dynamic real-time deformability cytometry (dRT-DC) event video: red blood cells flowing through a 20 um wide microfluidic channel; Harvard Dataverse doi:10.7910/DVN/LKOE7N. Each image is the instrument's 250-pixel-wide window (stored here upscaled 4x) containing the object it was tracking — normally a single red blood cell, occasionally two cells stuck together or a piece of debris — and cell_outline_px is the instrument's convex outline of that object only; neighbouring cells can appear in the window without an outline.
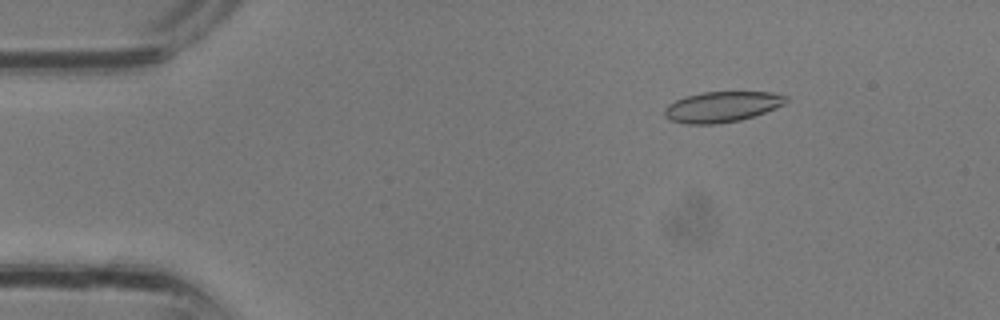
{"species": "common noctule bat (a hibernating species)", "species_latin": "Nyctalus noctula", "temperature_condition": "room temperature", "stored_images_in_passage": 18, "camera_frame_rate_fps": 3000, "um_per_image_px": 0.085, "animal": {"sex": "male", "body_mass_g": 13.3}, "frame": {"image": 1, "passage_image": 5, "time_ms": 1.333, "image_size_px": [1000, 320], "cell_outline_px": [[788, 100], [784, 104], [776, 108], [740, 120], [716, 124], [688, 124], [668, 120], [664, 116], [664, 108], [668, 104], [684, 96], [704, 92], [772, 92], [788, 96]], "centroid_in_image_um": [61.34, 9.07], "position_along_channel_um": 23.7, "area_um2": 21.73}}
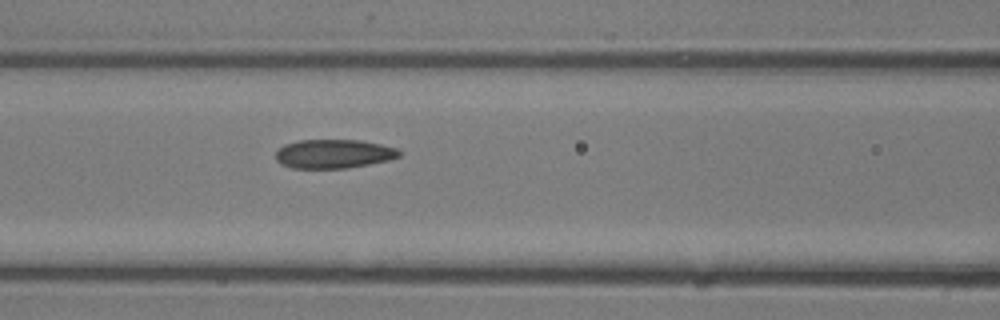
{"frame": {"image": 2, "passage_image": 14, "time_ms": 4.333, "image_size_px": [1000, 320], "cell_outline_px": [[400, 156], [388, 160], [348, 168], [292, 168], [280, 164], [276, 160], [276, 148], [284, 144], [300, 140], [360, 140], [380, 144], [396, 148], [400, 152]], "centroid_in_image_um": [28.31, 13.07], "position_along_channel_um": 138.3, "area_um2": 20.87}}
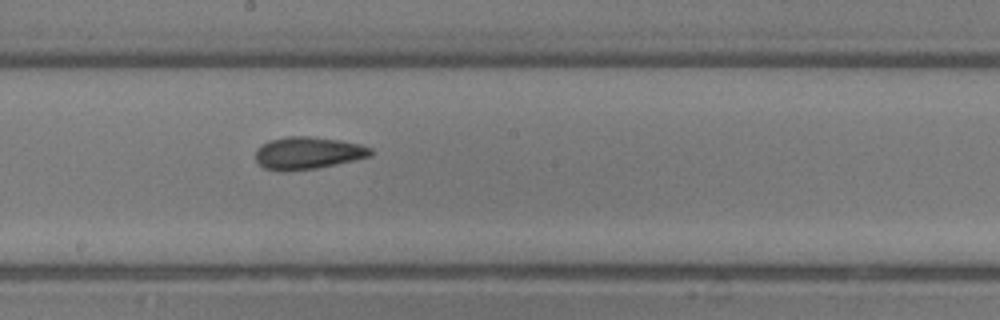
{"frame": {"image": 3, "passage_image": 18, "time_ms": 5.667, "image_size_px": [1000, 320], "cell_outline_px": [[372, 156], [336, 164], [316, 168], [284, 172], [280, 172], [264, 168], [256, 160], [256, 148], [260, 144], [268, 140], [288, 136], [308, 136], [340, 140], [360, 144], [372, 148]], "centroid_in_image_um": [26.14, 13.0], "position_along_channel_um": 222.1, "area_um2": 21.91}}